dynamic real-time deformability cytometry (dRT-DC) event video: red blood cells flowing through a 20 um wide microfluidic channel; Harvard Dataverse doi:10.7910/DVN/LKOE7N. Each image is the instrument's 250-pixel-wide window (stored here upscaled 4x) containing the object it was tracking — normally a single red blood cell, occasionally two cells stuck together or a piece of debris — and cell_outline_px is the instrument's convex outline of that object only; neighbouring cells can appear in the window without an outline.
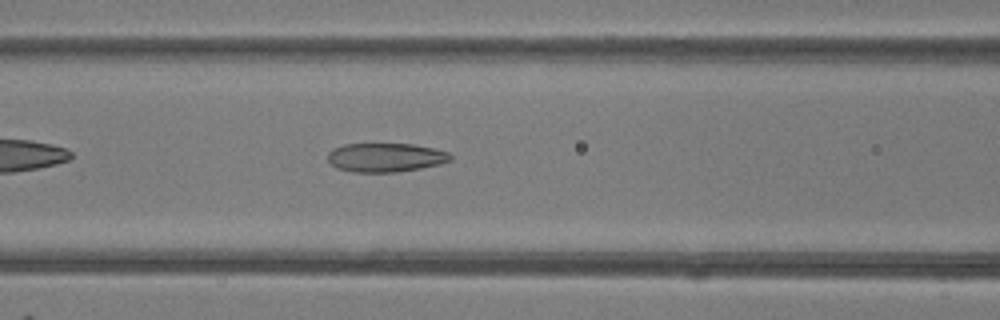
{"species": "common noctule bat (a hibernating species)", "species_latin": "Nyctalus noctula", "temperature_condition": "room temperature", "stored_images_in_passage": 36, "camera_frame_rate_fps": 3000, "um_per_image_px": 0.085, "animal": {"sex": "female"}, "frame": {"image": 1, "passage_image": 8, "time_ms": 2.333, "image_size_px": [1000, 320], "cell_outline_px": [[452, 160], [440, 164], [420, 168], [396, 172], [352, 172], [336, 168], [328, 160], [328, 152], [332, 148], [344, 144], [412, 144], [432, 148], [448, 152], [452, 156]], "centroid_in_image_um": [32.75, 13.38], "position_along_channel_um": 133.8, "area_um2": 20.69}}
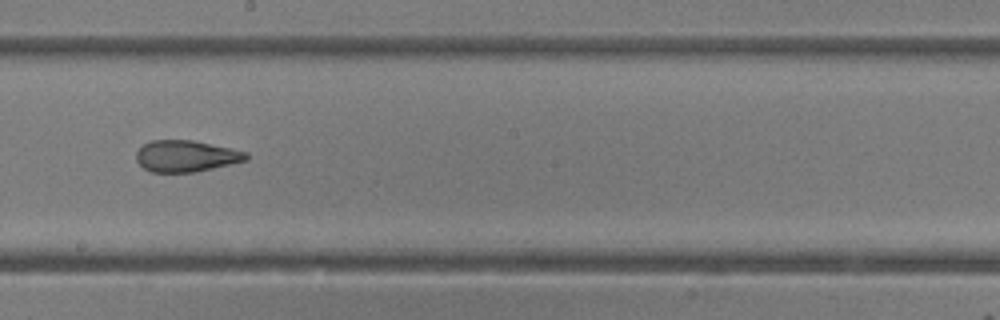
{"frame": {"image": 2, "passage_image": 15, "time_ms": 4.667, "image_size_px": [1000, 320], "cell_outline_px": [[248, 160], [196, 172], [152, 172], [144, 168], [136, 160], [136, 152], [144, 144], [152, 140], [192, 140], [232, 148], [248, 152]], "centroid_in_image_um": [15.84, 13.26], "position_along_channel_um": 232.4, "area_um2": 20.17}}
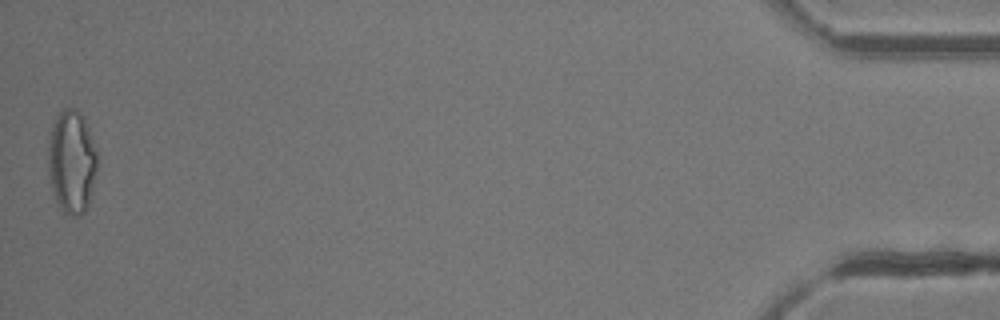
{"frame": {"image": 3, "passage_image": 36, "time_ms": 11.667, "image_size_px": [1000, 320], "cell_outline_px": [[96, 168], [88, 204], [84, 212], [80, 216], [72, 216], [64, 212], [56, 200], [48, 176], [48, 132], [56, 116], [64, 108], [76, 108], [84, 116], [96, 152]], "centroid_in_image_um": [6.06, 13.7], "position_along_channel_um": 429.1, "area_um2": 29.48}, "authors_computed_cell_mechanics": {"area_um2": 21.6461, "velocity_mm_per_s": 4.2243, "shape_relaxation_time_tau1_ms": 8.549, "shape_relaxation_time_tau2_ms": 1.7039, "deformation_change_tau1": 0.2166, "deformation_change_tau2": 0.1081}}